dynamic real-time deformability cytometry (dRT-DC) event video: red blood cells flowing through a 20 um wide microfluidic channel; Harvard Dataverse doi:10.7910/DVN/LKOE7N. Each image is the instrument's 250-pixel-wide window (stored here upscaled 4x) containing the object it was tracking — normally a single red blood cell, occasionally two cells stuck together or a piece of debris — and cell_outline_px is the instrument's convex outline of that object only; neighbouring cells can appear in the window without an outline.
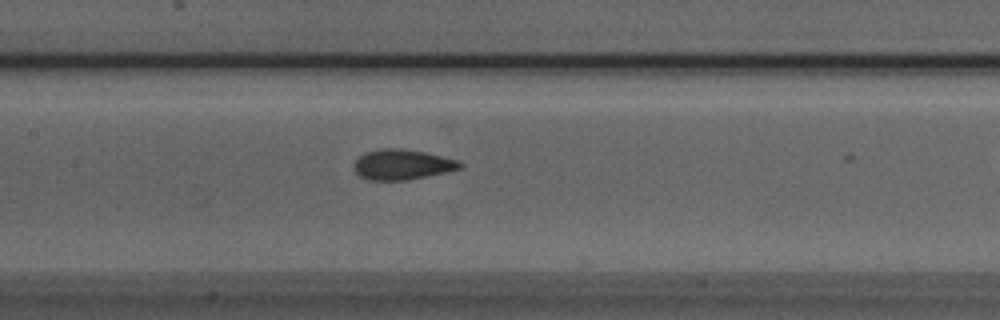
{"species": "Egyptian fruit bat (a non-hibernating species)", "species_latin": "Rousettus aegyptiacus", "temperature_condition": "room temperature", "stored_images_in_passage": 21, "camera_frame_rate_fps": 3000, "um_per_image_px": 0.085, "animal": {"sex": "male"}, "frame": {"image": 1, "passage_image": 20, "time_ms": 6.333, "image_size_px": [1000, 320], "cell_outline_px": [[464, 168], [448, 172], [404, 180], [368, 180], [360, 176], [356, 172], [356, 160], [364, 152], [380, 148], [400, 148], [424, 152], [460, 160], [464, 164]], "centroid_in_image_um": [34.25, 13.98], "position_along_channel_um": 173.1, "area_um2": 18.73}}